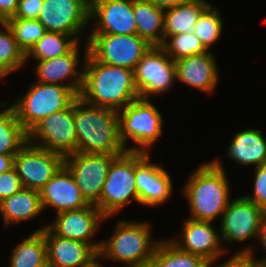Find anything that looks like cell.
I'll return each instance as SVG.
<instances>
[{"instance_id":"cell-10","label":"cell","mask_w":266,"mask_h":267,"mask_svg":"<svg viewBox=\"0 0 266 267\" xmlns=\"http://www.w3.org/2000/svg\"><path fill=\"white\" fill-rule=\"evenodd\" d=\"M119 155L76 152L64 157L81 195L88 204L96 205L112 161Z\"/></svg>"},{"instance_id":"cell-19","label":"cell","mask_w":266,"mask_h":267,"mask_svg":"<svg viewBox=\"0 0 266 267\" xmlns=\"http://www.w3.org/2000/svg\"><path fill=\"white\" fill-rule=\"evenodd\" d=\"M39 193L43 209L54 207L56 214L82 209L89 205L81 195L70 170L64 164Z\"/></svg>"},{"instance_id":"cell-30","label":"cell","mask_w":266,"mask_h":267,"mask_svg":"<svg viewBox=\"0 0 266 267\" xmlns=\"http://www.w3.org/2000/svg\"><path fill=\"white\" fill-rule=\"evenodd\" d=\"M152 260L159 267H209L204 257L180 250L170 239L158 243Z\"/></svg>"},{"instance_id":"cell-8","label":"cell","mask_w":266,"mask_h":267,"mask_svg":"<svg viewBox=\"0 0 266 267\" xmlns=\"http://www.w3.org/2000/svg\"><path fill=\"white\" fill-rule=\"evenodd\" d=\"M86 41L88 53L98 62L133 71L152 46L137 34H90Z\"/></svg>"},{"instance_id":"cell-20","label":"cell","mask_w":266,"mask_h":267,"mask_svg":"<svg viewBox=\"0 0 266 267\" xmlns=\"http://www.w3.org/2000/svg\"><path fill=\"white\" fill-rule=\"evenodd\" d=\"M79 58L78 42L68 53L62 56L39 61L35 68L37 82L69 86L80 95L84 82V68L80 71L81 73L78 71ZM64 80H70L71 82L65 84Z\"/></svg>"},{"instance_id":"cell-16","label":"cell","mask_w":266,"mask_h":267,"mask_svg":"<svg viewBox=\"0 0 266 267\" xmlns=\"http://www.w3.org/2000/svg\"><path fill=\"white\" fill-rule=\"evenodd\" d=\"M55 221L46 227L61 238L81 241L91 245L99 252L101 241H90L103 220L107 219L102 212L92 204L72 211L56 214Z\"/></svg>"},{"instance_id":"cell-32","label":"cell","mask_w":266,"mask_h":267,"mask_svg":"<svg viewBox=\"0 0 266 267\" xmlns=\"http://www.w3.org/2000/svg\"><path fill=\"white\" fill-rule=\"evenodd\" d=\"M161 47L173 61L208 52V49L193 32L164 36Z\"/></svg>"},{"instance_id":"cell-7","label":"cell","mask_w":266,"mask_h":267,"mask_svg":"<svg viewBox=\"0 0 266 267\" xmlns=\"http://www.w3.org/2000/svg\"><path fill=\"white\" fill-rule=\"evenodd\" d=\"M135 175L136 151H126L112 161L100 200L95 205L106 218L129 205L132 199L138 202Z\"/></svg>"},{"instance_id":"cell-17","label":"cell","mask_w":266,"mask_h":267,"mask_svg":"<svg viewBox=\"0 0 266 267\" xmlns=\"http://www.w3.org/2000/svg\"><path fill=\"white\" fill-rule=\"evenodd\" d=\"M89 19H97L90 34H137L133 0H90Z\"/></svg>"},{"instance_id":"cell-11","label":"cell","mask_w":266,"mask_h":267,"mask_svg":"<svg viewBox=\"0 0 266 267\" xmlns=\"http://www.w3.org/2000/svg\"><path fill=\"white\" fill-rule=\"evenodd\" d=\"M135 83L141 99L169 90L176 77L175 62L161 46H151L134 69Z\"/></svg>"},{"instance_id":"cell-2","label":"cell","mask_w":266,"mask_h":267,"mask_svg":"<svg viewBox=\"0 0 266 267\" xmlns=\"http://www.w3.org/2000/svg\"><path fill=\"white\" fill-rule=\"evenodd\" d=\"M77 152L121 155L126 152L119 136L118 111L74 101Z\"/></svg>"},{"instance_id":"cell-39","label":"cell","mask_w":266,"mask_h":267,"mask_svg":"<svg viewBox=\"0 0 266 267\" xmlns=\"http://www.w3.org/2000/svg\"><path fill=\"white\" fill-rule=\"evenodd\" d=\"M19 0H0V18L5 22L17 11Z\"/></svg>"},{"instance_id":"cell-34","label":"cell","mask_w":266,"mask_h":267,"mask_svg":"<svg viewBox=\"0 0 266 267\" xmlns=\"http://www.w3.org/2000/svg\"><path fill=\"white\" fill-rule=\"evenodd\" d=\"M212 7V4H210L201 13L193 31L208 50L212 44L220 39L223 28V21L218 9Z\"/></svg>"},{"instance_id":"cell-44","label":"cell","mask_w":266,"mask_h":267,"mask_svg":"<svg viewBox=\"0 0 266 267\" xmlns=\"http://www.w3.org/2000/svg\"><path fill=\"white\" fill-rule=\"evenodd\" d=\"M140 267H159L153 260L147 261Z\"/></svg>"},{"instance_id":"cell-6","label":"cell","mask_w":266,"mask_h":267,"mask_svg":"<svg viewBox=\"0 0 266 267\" xmlns=\"http://www.w3.org/2000/svg\"><path fill=\"white\" fill-rule=\"evenodd\" d=\"M119 136L126 151L149 153V147L162 135L163 118L150 100L137 99L118 111ZM135 143L127 147V140ZM139 146V147H138Z\"/></svg>"},{"instance_id":"cell-13","label":"cell","mask_w":266,"mask_h":267,"mask_svg":"<svg viewBox=\"0 0 266 267\" xmlns=\"http://www.w3.org/2000/svg\"><path fill=\"white\" fill-rule=\"evenodd\" d=\"M90 0H43L38 20L46 31L73 36L84 32L90 22Z\"/></svg>"},{"instance_id":"cell-4","label":"cell","mask_w":266,"mask_h":267,"mask_svg":"<svg viewBox=\"0 0 266 267\" xmlns=\"http://www.w3.org/2000/svg\"><path fill=\"white\" fill-rule=\"evenodd\" d=\"M148 222L121 220L116 223L110 239L102 240L99 253L127 267H140L152 260L159 241H152Z\"/></svg>"},{"instance_id":"cell-40","label":"cell","mask_w":266,"mask_h":267,"mask_svg":"<svg viewBox=\"0 0 266 267\" xmlns=\"http://www.w3.org/2000/svg\"><path fill=\"white\" fill-rule=\"evenodd\" d=\"M258 241H260L263 248H265L264 250H266V208L263 209L261 214L260 234ZM258 260L259 263L266 264V257L262 258L261 260L260 259Z\"/></svg>"},{"instance_id":"cell-43","label":"cell","mask_w":266,"mask_h":267,"mask_svg":"<svg viewBox=\"0 0 266 267\" xmlns=\"http://www.w3.org/2000/svg\"><path fill=\"white\" fill-rule=\"evenodd\" d=\"M102 255L97 252L93 257H91L86 263L81 265L80 267H102L101 264L99 265L97 259L101 258Z\"/></svg>"},{"instance_id":"cell-22","label":"cell","mask_w":266,"mask_h":267,"mask_svg":"<svg viewBox=\"0 0 266 267\" xmlns=\"http://www.w3.org/2000/svg\"><path fill=\"white\" fill-rule=\"evenodd\" d=\"M41 231L47 247V263L50 267H80L97 251L89 244L61 238L54 235L46 226Z\"/></svg>"},{"instance_id":"cell-5","label":"cell","mask_w":266,"mask_h":267,"mask_svg":"<svg viewBox=\"0 0 266 267\" xmlns=\"http://www.w3.org/2000/svg\"><path fill=\"white\" fill-rule=\"evenodd\" d=\"M78 97L69 86L36 82L12 106L28 133L43 118L68 108Z\"/></svg>"},{"instance_id":"cell-42","label":"cell","mask_w":266,"mask_h":267,"mask_svg":"<svg viewBox=\"0 0 266 267\" xmlns=\"http://www.w3.org/2000/svg\"><path fill=\"white\" fill-rule=\"evenodd\" d=\"M15 155L0 154V174L11 170L14 167Z\"/></svg>"},{"instance_id":"cell-36","label":"cell","mask_w":266,"mask_h":267,"mask_svg":"<svg viewBox=\"0 0 266 267\" xmlns=\"http://www.w3.org/2000/svg\"><path fill=\"white\" fill-rule=\"evenodd\" d=\"M20 178L15 168L0 174V202L22 189Z\"/></svg>"},{"instance_id":"cell-29","label":"cell","mask_w":266,"mask_h":267,"mask_svg":"<svg viewBox=\"0 0 266 267\" xmlns=\"http://www.w3.org/2000/svg\"><path fill=\"white\" fill-rule=\"evenodd\" d=\"M78 42L73 36L46 31L26 54V60L31 57L36 61H44L62 56L68 53Z\"/></svg>"},{"instance_id":"cell-41","label":"cell","mask_w":266,"mask_h":267,"mask_svg":"<svg viewBox=\"0 0 266 267\" xmlns=\"http://www.w3.org/2000/svg\"><path fill=\"white\" fill-rule=\"evenodd\" d=\"M149 1H152L159 8L168 9L180 4L189 3L193 0H149Z\"/></svg>"},{"instance_id":"cell-21","label":"cell","mask_w":266,"mask_h":267,"mask_svg":"<svg viewBox=\"0 0 266 267\" xmlns=\"http://www.w3.org/2000/svg\"><path fill=\"white\" fill-rule=\"evenodd\" d=\"M175 62L178 81L204 93H212L219 81L218 66L210 51L181 58Z\"/></svg>"},{"instance_id":"cell-3","label":"cell","mask_w":266,"mask_h":267,"mask_svg":"<svg viewBox=\"0 0 266 267\" xmlns=\"http://www.w3.org/2000/svg\"><path fill=\"white\" fill-rule=\"evenodd\" d=\"M219 159L203 163L189 176L182 191L195 221L214 222L230 203V185Z\"/></svg>"},{"instance_id":"cell-35","label":"cell","mask_w":266,"mask_h":267,"mask_svg":"<svg viewBox=\"0 0 266 267\" xmlns=\"http://www.w3.org/2000/svg\"><path fill=\"white\" fill-rule=\"evenodd\" d=\"M254 189L252 195H244L250 201H253L259 208H266V163L255 167Z\"/></svg>"},{"instance_id":"cell-25","label":"cell","mask_w":266,"mask_h":267,"mask_svg":"<svg viewBox=\"0 0 266 267\" xmlns=\"http://www.w3.org/2000/svg\"><path fill=\"white\" fill-rule=\"evenodd\" d=\"M133 16L137 35L152 46H161L164 42L165 9L149 0H133Z\"/></svg>"},{"instance_id":"cell-23","label":"cell","mask_w":266,"mask_h":267,"mask_svg":"<svg viewBox=\"0 0 266 267\" xmlns=\"http://www.w3.org/2000/svg\"><path fill=\"white\" fill-rule=\"evenodd\" d=\"M43 210L39 191L24 187L0 202V214L5 228L11 224L29 221Z\"/></svg>"},{"instance_id":"cell-47","label":"cell","mask_w":266,"mask_h":267,"mask_svg":"<svg viewBox=\"0 0 266 267\" xmlns=\"http://www.w3.org/2000/svg\"><path fill=\"white\" fill-rule=\"evenodd\" d=\"M4 23V21L0 18V25H2Z\"/></svg>"},{"instance_id":"cell-18","label":"cell","mask_w":266,"mask_h":267,"mask_svg":"<svg viewBox=\"0 0 266 267\" xmlns=\"http://www.w3.org/2000/svg\"><path fill=\"white\" fill-rule=\"evenodd\" d=\"M220 231H216L212 222L195 221L187 219L181 230L180 239H170L180 250L204 257L212 267L218 257L224 255L221 248L222 239ZM183 243V244H181Z\"/></svg>"},{"instance_id":"cell-28","label":"cell","mask_w":266,"mask_h":267,"mask_svg":"<svg viewBox=\"0 0 266 267\" xmlns=\"http://www.w3.org/2000/svg\"><path fill=\"white\" fill-rule=\"evenodd\" d=\"M28 142V133L17 119L13 106L0 111V154L16 155Z\"/></svg>"},{"instance_id":"cell-38","label":"cell","mask_w":266,"mask_h":267,"mask_svg":"<svg viewBox=\"0 0 266 267\" xmlns=\"http://www.w3.org/2000/svg\"><path fill=\"white\" fill-rule=\"evenodd\" d=\"M43 0H19L18 8L13 17L22 19H38Z\"/></svg>"},{"instance_id":"cell-46","label":"cell","mask_w":266,"mask_h":267,"mask_svg":"<svg viewBox=\"0 0 266 267\" xmlns=\"http://www.w3.org/2000/svg\"><path fill=\"white\" fill-rule=\"evenodd\" d=\"M4 76L6 77V75L0 70V79Z\"/></svg>"},{"instance_id":"cell-27","label":"cell","mask_w":266,"mask_h":267,"mask_svg":"<svg viewBox=\"0 0 266 267\" xmlns=\"http://www.w3.org/2000/svg\"><path fill=\"white\" fill-rule=\"evenodd\" d=\"M47 265V247L41 231H34L11 252L10 267H45Z\"/></svg>"},{"instance_id":"cell-26","label":"cell","mask_w":266,"mask_h":267,"mask_svg":"<svg viewBox=\"0 0 266 267\" xmlns=\"http://www.w3.org/2000/svg\"><path fill=\"white\" fill-rule=\"evenodd\" d=\"M209 5L205 0H193L165 9L164 36L192 33L199 16Z\"/></svg>"},{"instance_id":"cell-14","label":"cell","mask_w":266,"mask_h":267,"mask_svg":"<svg viewBox=\"0 0 266 267\" xmlns=\"http://www.w3.org/2000/svg\"><path fill=\"white\" fill-rule=\"evenodd\" d=\"M253 201L244 196L231 200L221 216L220 236L226 244L259 238L261 214Z\"/></svg>"},{"instance_id":"cell-15","label":"cell","mask_w":266,"mask_h":267,"mask_svg":"<svg viewBox=\"0 0 266 267\" xmlns=\"http://www.w3.org/2000/svg\"><path fill=\"white\" fill-rule=\"evenodd\" d=\"M136 188L143 206L164 204L173 192V184L162 164H152L150 153L136 152Z\"/></svg>"},{"instance_id":"cell-45","label":"cell","mask_w":266,"mask_h":267,"mask_svg":"<svg viewBox=\"0 0 266 267\" xmlns=\"http://www.w3.org/2000/svg\"><path fill=\"white\" fill-rule=\"evenodd\" d=\"M256 267H266V264L258 263Z\"/></svg>"},{"instance_id":"cell-31","label":"cell","mask_w":266,"mask_h":267,"mask_svg":"<svg viewBox=\"0 0 266 267\" xmlns=\"http://www.w3.org/2000/svg\"><path fill=\"white\" fill-rule=\"evenodd\" d=\"M0 27V70L7 76L20 69L26 62V55L18 47L14 35L4 22Z\"/></svg>"},{"instance_id":"cell-12","label":"cell","mask_w":266,"mask_h":267,"mask_svg":"<svg viewBox=\"0 0 266 267\" xmlns=\"http://www.w3.org/2000/svg\"><path fill=\"white\" fill-rule=\"evenodd\" d=\"M64 164V157L27 142L14 156L22 187L40 191Z\"/></svg>"},{"instance_id":"cell-1","label":"cell","mask_w":266,"mask_h":267,"mask_svg":"<svg viewBox=\"0 0 266 267\" xmlns=\"http://www.w3.org/2000/svg\"><path fill=\"white\" fill-rule=\"evenodd\" d=\"M84 50V82L79 97L90 105L116 111L140 98L133 70L98 62L88 53L87 42Z\"/></svg>"},{"instance_id":"cell-24","label":"cell","mask_w":266,"mask_h":267,"mask_svg":"<svg viewBox=\"0 0 266 267\" xmlns=\"http://www.w3.org/2000/svg\"><path fill=\"white\" fill-rule=\"evenodd\" d=\"M228 146L227 155L238 164L258 167L266 163V139L259 129L238 132Z\"/></svg>"},{"instance_id":"cell-37","label":"cell","mask_w":266,"mask_h":267,"mask_svg":"<svg viewBox=\"0 0 266 267\" xmlns=\"http://www.w3.org/2000/svg\"><path fill=\"white\" fill-rule=\"evenodd\" d=\"M237 250V253L229 258L226 262L215 267H256L259 260H256L254 251L251 246H245Z\"/></svg>"},{"instance_id":"cell-33","label":"cell","mask_w":266,"mask_h":267,"mask_svg":"<svg viewBox=\"0 0 266 267\" xmlns=\"http://www.w3.org/2000/svg\"><path fill=\"white\" fill-rule=\"evenodd\" d=\"M5 22L25 55L46 33V29L38 19L9 18Z\"/></svg>"},{"instance_id":"cell-9","label":"cell","mask_w":266,"mask_h":267,"mask_svg":"<svg viewBox=\"0 0 266 267\" xmlns=\"http://www.w3.org/2000/svg\"><path fill=\"white\" fill-rule=\"evenodd\" d=\"M28 142L63 157L76 153L77 135L74 126V102L68 108L51 113L39 121L28 132Z\"/></svg>"}]
</instances>
